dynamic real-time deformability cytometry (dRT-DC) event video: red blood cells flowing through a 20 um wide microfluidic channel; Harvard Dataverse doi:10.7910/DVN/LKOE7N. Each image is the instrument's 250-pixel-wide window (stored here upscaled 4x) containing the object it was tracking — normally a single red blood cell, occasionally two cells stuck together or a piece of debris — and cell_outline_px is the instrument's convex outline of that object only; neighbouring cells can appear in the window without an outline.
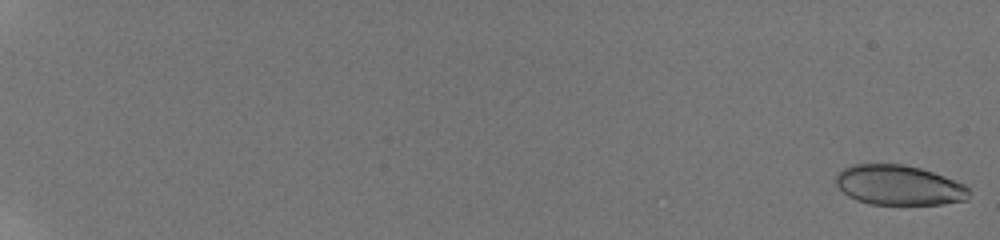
{"species": "human", "species_latin": "Homo sapiens", "temperature_condition": "room temperature", "stored_images_in_passage": 30, "camera_frame_rate_fps": 3000, "um_per_image_px": 0.085, "donor": {"sex": "male"}, "frame": {"image": 1, "passage_image": 1, "time_ms": 0.0, "image_size_px": [1000, 240], "cell_outline_px": [[968, 200], [944, 204], [868, 204], [856, 200], [848, 196], [836, 184], [836, 172], [844, 168], [856, 164], [904, 164], [920, 168], [944, 176], [964, 184], [968, 188]], "centroid_in_image_um": [76.39, 15.74], "position_along_channel_um": 8.6, "area_um2": 30.98}}
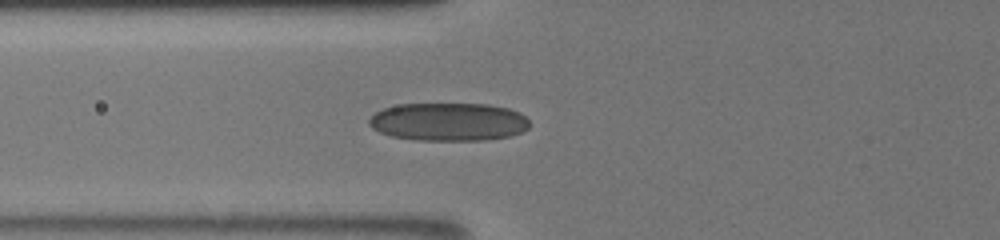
{"frame": {"image": 2, "passage_image": 19, "time_ms": 8.333, "image_size_px": [1000, 240], "cell_outline_px": [[528, 128], [520, 132], [508, 136], [484, 140], [416, 140], [392, 136], [380, 132], [372, 128], [368, 124], [368, 120], [376, 112], [384, 108], [400, 104], [488, 104], [508, 108], [520, 112], [528, 120]], "centroid_in_image_um": [38.11, 10.35], "position_along_channel_um": 87.7, "area_um2": 35.55}}
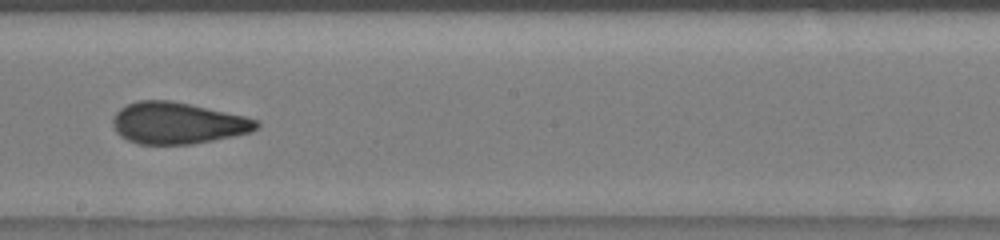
{"frame": {"image": 3, "passage_image": 29, "time_ms": 12.0, "image_size_px": [1000, 240], "cell_outline_px": [[260, 124], [252, 132], [192, 144], [136, 144], [120, 136], [116, 132], [112, 124], [112, 116], [120, 108], [136, 100], [168, 100], [188, 104], [244, 116], [260, 120]], "centroid_in_image_um": [15.06, 10.47], "position_along_channel_um": 233.1, "area_um2": 34.74}}